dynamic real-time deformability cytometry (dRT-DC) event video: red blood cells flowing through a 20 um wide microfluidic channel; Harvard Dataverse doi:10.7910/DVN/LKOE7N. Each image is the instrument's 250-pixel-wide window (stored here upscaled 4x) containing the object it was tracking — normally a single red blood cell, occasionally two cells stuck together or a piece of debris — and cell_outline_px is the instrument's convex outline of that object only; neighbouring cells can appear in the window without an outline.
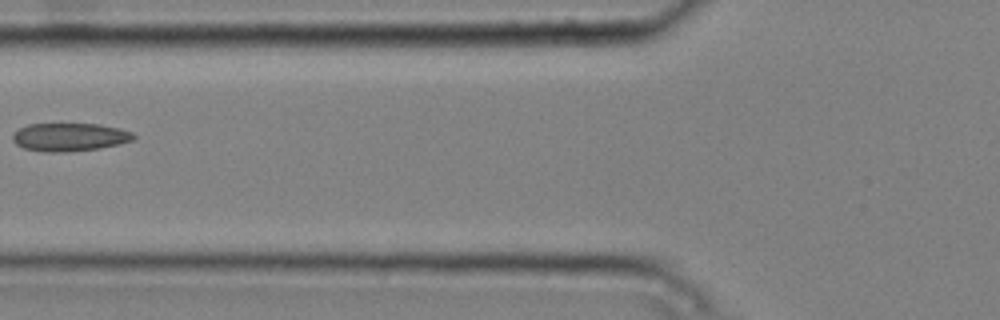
{"species": "common noctule bat (a hibernating species)", "species_latin": "Nyctalus noctula", "temperature_condition": "cold", "stored_images_in_passage": 6, "camera_frame_rate_fps": 3000, "um_per_image_px": 0.085, "animal": {"sex": "male", "body_mass_g": 20.4}, "frame": {"image": 1, "passage_image": 6, "time_ms": 1.667, "image_size_px": [1000, 320], "cell_outline_px": [[136, 136], [132, 140], [120, 144], [100, 148], [68, 152], [40, 152], [24, 148], [16, 144], [12, 140], [12, 136], [20, 128], [28, 124], [100, 124], [120, 128], [132, 132]], "centroid_in_image_um": [5.93, 11.66], "position_along_channel_um": 119.9, "area_um2": 19.94}}